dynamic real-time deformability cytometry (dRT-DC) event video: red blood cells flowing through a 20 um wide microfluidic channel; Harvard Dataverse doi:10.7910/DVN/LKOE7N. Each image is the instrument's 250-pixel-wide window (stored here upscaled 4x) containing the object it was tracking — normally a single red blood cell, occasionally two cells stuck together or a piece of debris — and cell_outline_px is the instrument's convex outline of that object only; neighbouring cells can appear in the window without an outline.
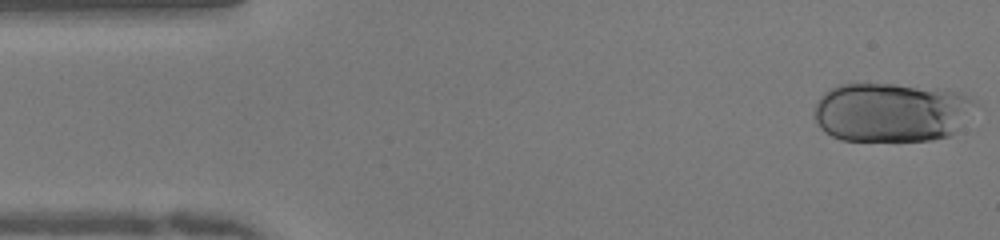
{"species": "human", "species_latin": "Homo sapiens", "temperature_condition": "warm", "stored_images_in_passage": 49, "camera_frame_rate_fps": 3000, "um_per_image_px": 0.085, "donor": {"sex": "female"}, "frame": {"image": 1, "passage_image": 1, "time_ms": 0.0, "image_size_px": [1000, 240], "cell_outline_px": [[976, 104], [952, 132], [948, 136], [932, 140], [840, 140], [824, 132], [820, 128], [812, 112], [820, 96], [828, 88], [840, 84], [896, 84], [948, 88], [960, 92], [976, 100]], "centroid_in_image_um": [75.71, 9.51], "position_along_channel_um": 9.3, "area_um2": 55.78}}
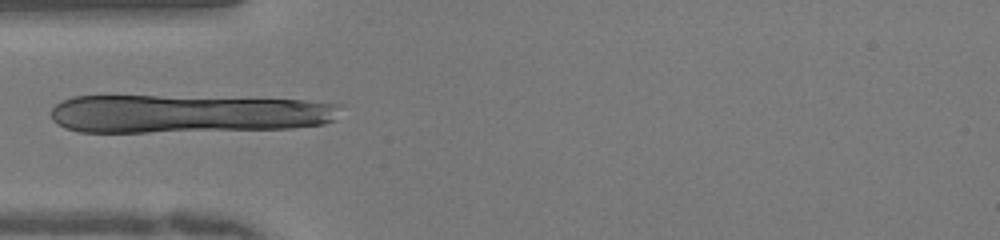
{"frame": {"image": 2, "passage_image": 14, "time_ms": 4.333, "image_size_px": [1000, 240], "cell_outline_px": [[340, 104], [336, 120], [324, 124], [292, 128], [148, 132], [80, 132], [64, 128], [56, 124], [52, 120], [52, 108], [60, 100], [72, 96], [156, 96], [304, 100]], "centroid_in_image_um": [15.9, 9.67], "position_along_channel_um": 69.1, "area_um2": 64.79}}